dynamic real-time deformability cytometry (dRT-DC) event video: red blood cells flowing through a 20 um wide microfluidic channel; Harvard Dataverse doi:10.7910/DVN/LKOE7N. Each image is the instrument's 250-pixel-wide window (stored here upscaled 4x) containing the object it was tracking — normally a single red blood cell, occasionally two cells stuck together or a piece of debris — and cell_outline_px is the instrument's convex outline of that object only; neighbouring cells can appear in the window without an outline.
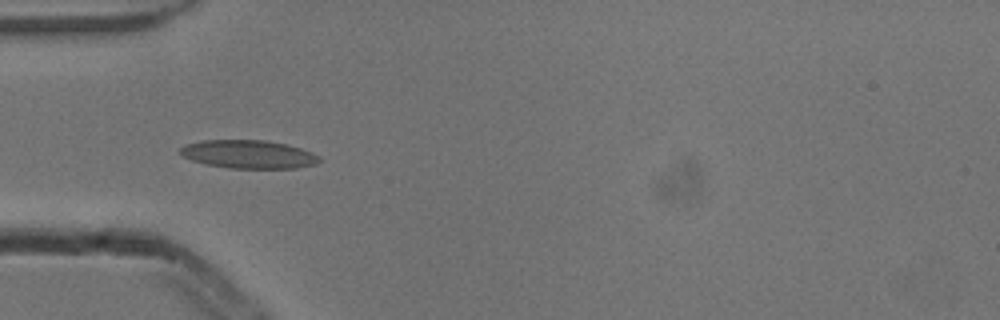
{"species": "common noctule bat (a hibernating species)", "species_latin": "Nyctalus noctula", "temperature_condition": "cold", "stored_images_in_passage": 8, "camera_frame_rate_fps": 3000, "um_per_image_px": 0.085, "animal": {"sex": "male", "body_mass_g": 13.3}, "frame": {"image": 1, "passage_image": 6, "time_ms": 1.667, "image_size_px": [1000, 320], "cell_outline_px": [[320, 160], [316, 164], [296, 168], [228, 168], [204, 164], [192, 160], [184, 156], [180, 152], [180, 148], [184, 144], [204, 140], [264, 140], [284, 144], [300, 148], [312, 152], [320, 156]], "centroid_in_image_um": [21.12, 13.11], "position_along_channel_um": 63.9, "area_um2": 22.89}}
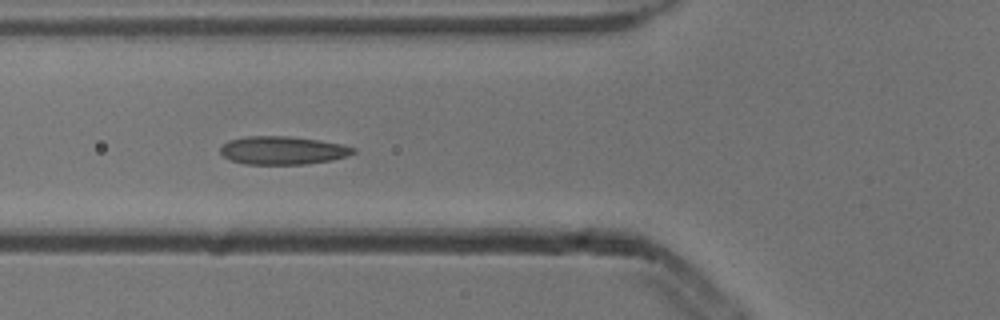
{"frame": {"image": 2, "passage_image": 7, "time_ms": 2.0, "image_size_px": [1000, 320], "cell_outline_px": [[356, 152], [348, 156], [332, 160], [304, 164], [244, 164], [232, 160], [224, 156], [220, 152], [220, 148], [228, 140], [248, 136], [288, 136], [320, 140], [344, 144], [356, 148]], "centroid_in_image_um": [24.07, 12.78], "position_along_channel_um": 101.7, "area_um2": 21.91}}
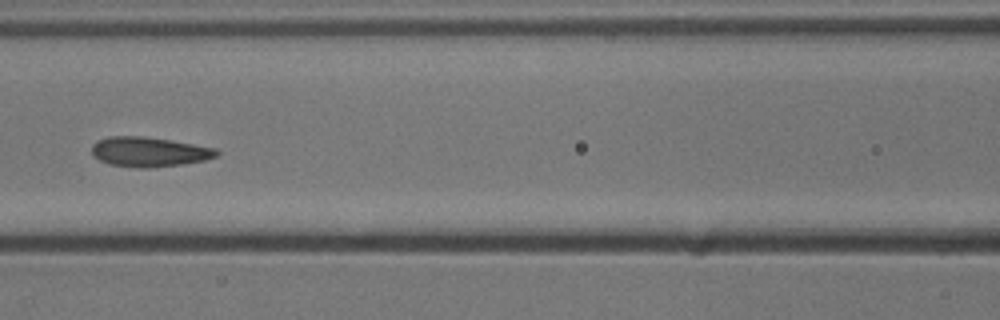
{"frame": {"image": 3, "passage_image": 8, "time_ms": 2.333, "image_size_px": [1000, 320], "cell_outline_px": [[220, 152], [216, 156], [204, 160], [180, 164], [148, 168], [140, 168], [108, 164], [92, 156], [92, 144], [96, 140], [112, 136], [140, 136], [168, 140], [216, 148]], "centroid_in_image_um": [12.62, 12.91], "position_along_channel_um": 154.0, "area_um2": 21.44}}